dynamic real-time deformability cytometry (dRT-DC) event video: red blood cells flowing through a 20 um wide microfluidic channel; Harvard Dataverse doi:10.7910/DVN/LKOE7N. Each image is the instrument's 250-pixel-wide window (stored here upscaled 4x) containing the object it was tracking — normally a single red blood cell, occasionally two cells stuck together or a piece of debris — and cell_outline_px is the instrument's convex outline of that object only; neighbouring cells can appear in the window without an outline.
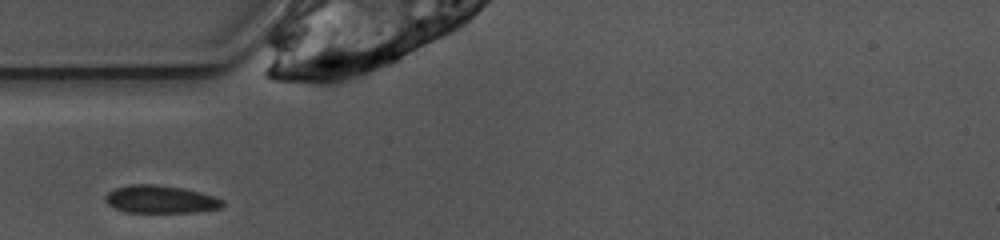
{"species": "common noctule bat (a hibernating species)", "species_latin": "Nyctalus noctula", "temperature_condition": "warm", "stored_images_in_passage": 23, "camera_frame_rate_fps": 3000, "um_per_image_px": 0.085, "animal": {"sex": "female", "body_mass_g": 10.0, "forearm_length_mm": 53.1}, "frame": {"image": 1, "passage_image": 1, "time_ms": 0.0, "image_size_px": [1000, 240], "cell_outline_px": [[224, 204], [220, 208], [196, 212], [124, 212], [108, 204], [104, 200], [104, 196], [108, 192], [116, 188], [128, 184], [156, 184], [184, 188], [200, 192], [224, 200]], "centroid_in_image_um": [13.62, 16.93], "position_along_channel_um": 71.4, "area_um2": 19.02}}
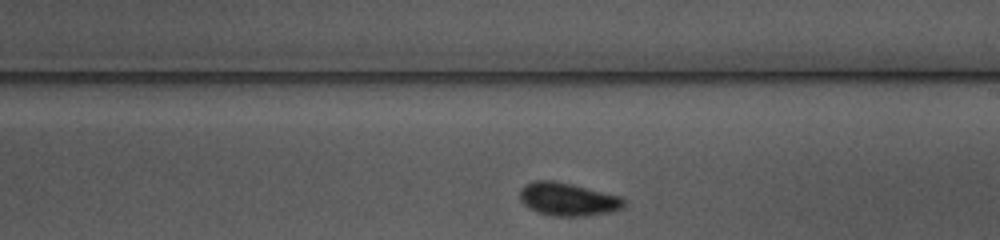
{"frame": {"image": 2, "passage_image": 14, "time_ms": 4.333, "image_size_px": [1000, 240], "cell_outline_px": [[624, 208], [612, 212], [584, 216], [552, 216], [536, 212], [524, 204], [520, 200], [520, 188], [524, 184], [532, 180], [552, 180], [572, 184], [624, 196]], "centroid_in_image_um": [48.28, 16.93], "position_along_channel_um": 240.7, "area_um2": 20.46}}
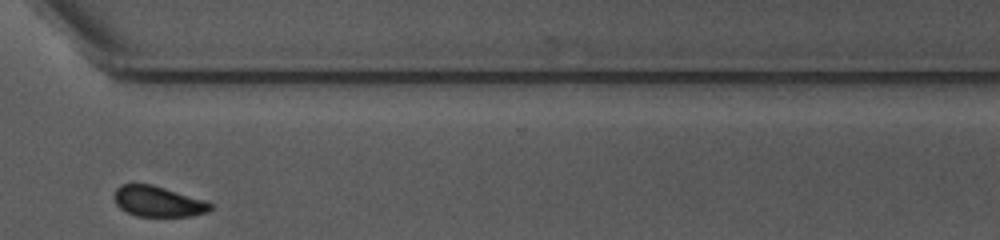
{"frame": {"image": 3, "passage_image": 23, "time_ms": 7.333, "image_size_px": [1000, 240], "cell_outline_px": [[212, 208], [208, 212], [192, 216], [136, 216], [120, 208], [116, 204], [116, 188], [120, 184], [152, 184], [204, 200], [212, 204]], "centroid_in_image_um": [13.45, 17.13], "position_along_channel_um": 357.1, "area_um2": 16.94}}